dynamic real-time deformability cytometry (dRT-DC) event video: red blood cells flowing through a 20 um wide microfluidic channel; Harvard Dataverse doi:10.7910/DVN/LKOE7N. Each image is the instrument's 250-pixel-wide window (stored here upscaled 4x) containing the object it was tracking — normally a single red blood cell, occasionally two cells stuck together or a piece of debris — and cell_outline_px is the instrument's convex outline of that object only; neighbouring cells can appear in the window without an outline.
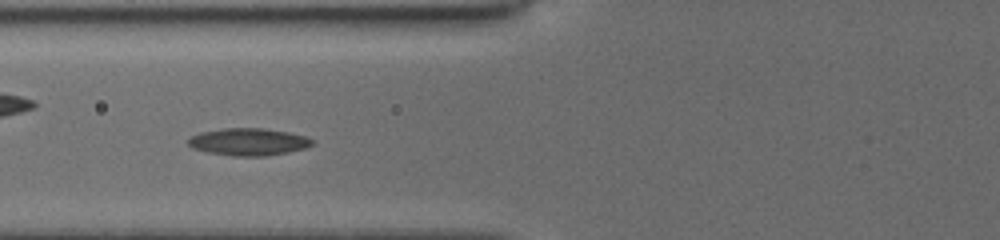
{"species": "common noctule bat (a hibernating species)", "species_latin": "Nyctalus noctula", "temperature_condition": "cold", "stored_images_in_passage": 46, "camera_frame_rate_fps": 3000, "um_per_image_px": 0.085, "animal": {"sex": "female", "body_mass_g": 19.5, "forearm_length_mm": 54.1}, "frame": {"image": 1, "passage_image": 15, "time_ms": 4.667, "image_size_px": [1000, 240], "cell_outline_px": [[316, 144], [304, 148], [288, 152], [264, 156], [232, 156], [208, 152], [192, 148], [188, 144], [188, 140], [192, 136], [200, 132], [224, 128], [264, 128], [288, 132], [304, 136], [316, 140]], "centroid_in_image_um": [21.15, 12.05], "position_along_channel_um": 104.7, "area_um2": 19.77}}
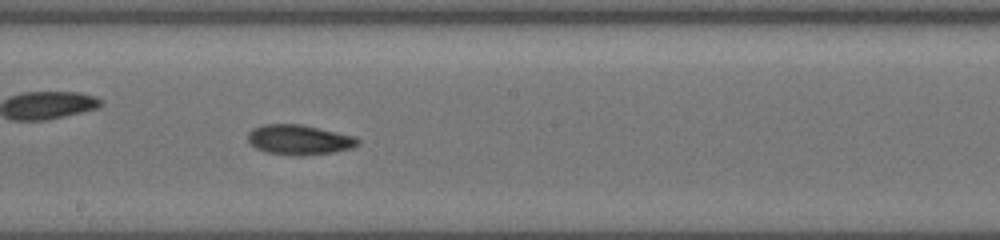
{"frame": {"image": 2, "passage_image": 24, "time_ms": 7.667, "image_size_px": [1000, 240], "cell_outline_px": [[360, 144], [352, 148], [332, 152], [300, 156], [292, 156], [264, 152], [256, 148], [248, 140], [248, 132], [252, 128], [264, 124], [300, 124], [356, 136], [360, 140]], "centroid_in_image_um": [25.43, 11.88], "position_along_channel_um": 222.8, "area_um2": 19.36}}
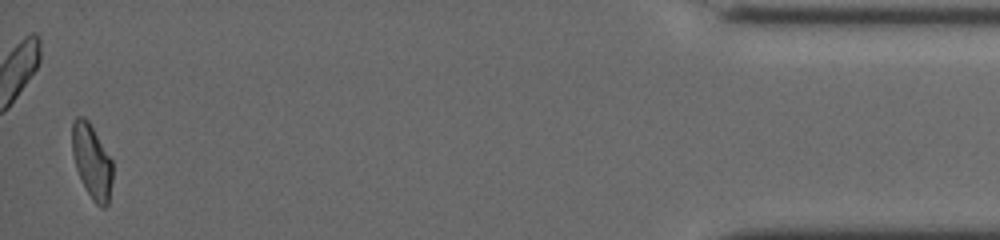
{"frame": {"image": 3, "passage_image": 45, "time_ms": 14.667, "image_size_px": [1000, 240], "cell_outline_px": [[112, 180], [108, 204], [104, 208], [100, 208], [92, 200], [76, 168], [72, 152], [72, 124], [76, 116], [84, 116], [88, 120], [112, 160]], "centroid_in_image_um": [7.81, 13.71], "position_along_channel_um": 427.4, "area_um2": 17.34}, "authors_computed_cell_mechanics": {"area_um2": 18.6694, "velocity_mm_per_s": 3.934, "shape_relaxation_time_tau1_ms": null, "shape_relaxation_time_tau2_ms": 6.5544, "deformation_change_tau1": null, "deformation_change_tau2": 0.1366}}